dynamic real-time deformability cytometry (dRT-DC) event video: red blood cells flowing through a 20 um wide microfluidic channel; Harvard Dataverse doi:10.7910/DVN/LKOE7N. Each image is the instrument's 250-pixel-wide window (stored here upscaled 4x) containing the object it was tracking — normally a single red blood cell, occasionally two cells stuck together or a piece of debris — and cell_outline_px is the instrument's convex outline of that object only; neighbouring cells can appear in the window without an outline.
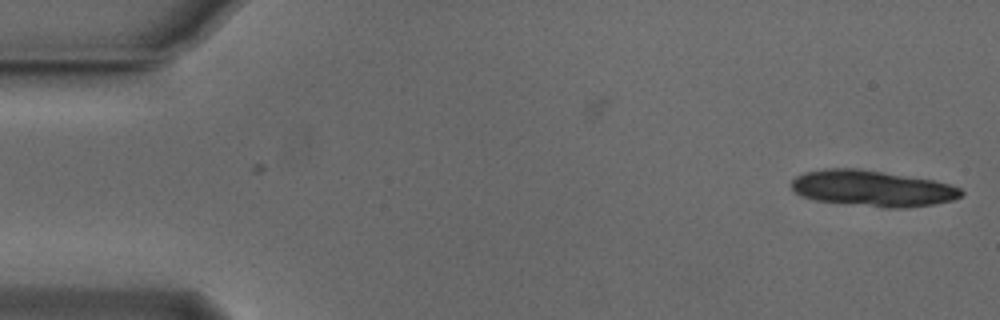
{"species": "Egyptian fruit bat (a non-hibernating species)", "species_latin": "Rousettus aegyptiacus", "temperature_condition": "cold", "stored_images_in_passage": 13, "camera_frame_rate_fps": 3000, "um_per_image_px": 0.085, "animal": {"sex": "male"}, "frame": {"image": 1, "passage_image": 1, "time_ms": 0.0, "image_size_px": [1000, 320], "cell_outline_px": [[964, 192], [960, 196], [952, 200], [932, 204], [904, 208], [884, 208], [816, 200], [800, 196], [792, 188], [792, 180], [796, 176], [804, 172], [828, 168], [856, 168], [932, 180], [948, 184], [960, 188]], "centroid_in_image_um": [74.12, 16.02], "position_along_channel_um": 10.9, "area_um2": 35.32}}